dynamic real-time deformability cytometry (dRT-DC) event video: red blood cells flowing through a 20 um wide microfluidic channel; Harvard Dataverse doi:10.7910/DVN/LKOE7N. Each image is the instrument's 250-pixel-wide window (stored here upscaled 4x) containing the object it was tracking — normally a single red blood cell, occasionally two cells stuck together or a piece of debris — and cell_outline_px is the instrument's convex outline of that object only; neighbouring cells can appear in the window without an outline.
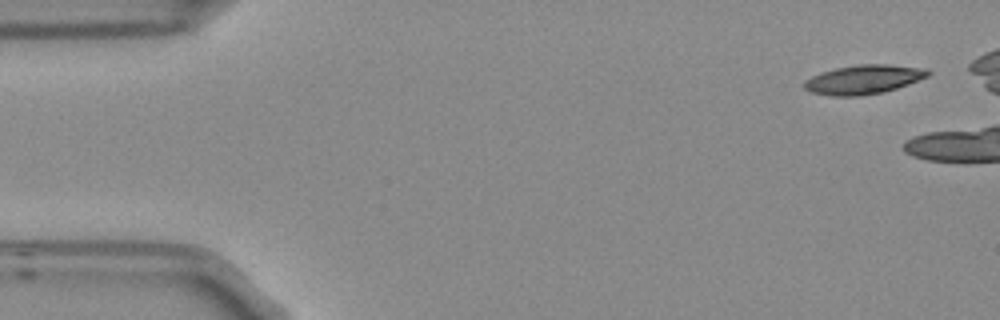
{"species": "Egyptian fruit bat (a non-hibernating species)", "species_latin": "Rousettus aegyptiacus", "temperature_condition": "room temperature", "stored_images_in_passage": 13, "camera_frame_rate_fps": 3000, "um_per_image_px": 0.085, "frame": {"image": 1, "passage_image": 1, "time_ms": 0.0, "image_size_px": [1000, 320], "cell_outline_px": [[932, 72], [928, 76], [908, 84], [896, 88], [880, 92], [860, 96], [832, 96], [812, 92], [804, 88], [804, 80], [820, 72], [836, 68], [856, 64], [888, 64], [928, 68]], "centroid_in_image_um": [73.41, 6.74], "position_along_channel_um": 11.6, "area_um2": 21.04}}
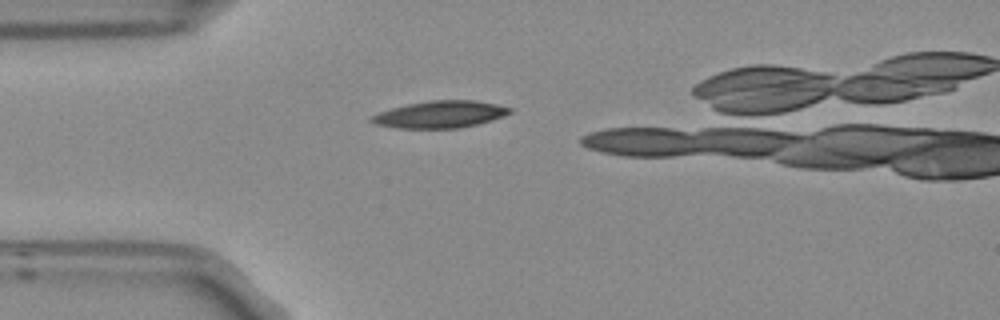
{"frame": {"image": 2, "passage_image": 4, "time_ms": 1.0, "image_size_px": [1000, 320], "cell_outline_px": [[512, 112], [504, 116], [492, 120], [460, 128], [396, 128], [376, 124], [368, 120], [368, 116], [392, 108], [408, 104], [432, 100], [476, 100], [496, 104], [512, 108]], "centroid_in_image_um": [37.41, 9.72], "position_along_channel_um": 47.6, "area_um2": 21.79}}